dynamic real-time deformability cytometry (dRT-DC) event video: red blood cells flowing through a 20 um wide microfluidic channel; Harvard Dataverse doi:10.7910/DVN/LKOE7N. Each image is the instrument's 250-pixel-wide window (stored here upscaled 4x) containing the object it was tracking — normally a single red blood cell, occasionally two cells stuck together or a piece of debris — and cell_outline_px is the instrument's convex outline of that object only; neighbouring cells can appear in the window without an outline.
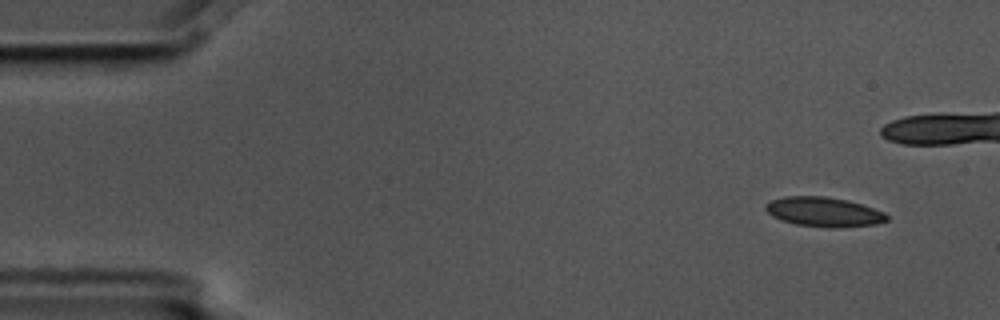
{"species": "common noctule bat (a hibernating species)", "species_latin": "Nyctalus noctula", "temperature_condition": "cold", "stored_images_in_passage": 5, "camera_frame_rate_fps": 3000, "um_per_image_px": 0.085, "animal": {"sex": "male", "body_mass_g": 17.5, "forearm_length_mm": 52.3}, "frame": {"image": 1, "passage_image": 2, "time_ms": 0.333, "image_size_px": [1000, 320], "cell_outline_px": [[888, 220], [876, 224], [836, 228], [828, 228], [796, 224], [780, 220], [772, 216], [764, 208], [772, 200], [784, 196], [824, 196], [848, 200], [884, 212], [888, 216]], "centroid_in_image_um": [70.02, 18.02], "position_along_channel_um": 15.0, "area_um2": 20.81}}